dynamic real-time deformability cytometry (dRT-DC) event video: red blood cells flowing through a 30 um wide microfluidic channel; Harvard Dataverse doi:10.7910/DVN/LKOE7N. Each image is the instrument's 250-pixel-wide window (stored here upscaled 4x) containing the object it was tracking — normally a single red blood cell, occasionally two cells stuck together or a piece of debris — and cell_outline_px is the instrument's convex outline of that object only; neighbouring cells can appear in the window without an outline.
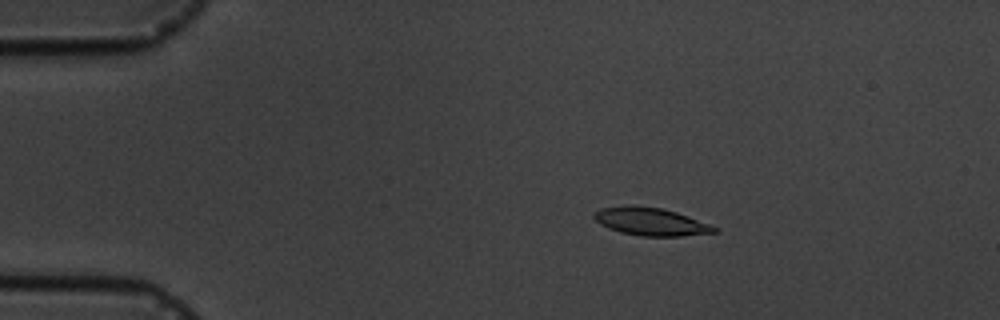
{"species": "common noctule bat (a hibernating species)", "species_latin": "Nyctalus noctula", "temperature_condition": "cold", "stored_images_in_passage": 5, "camera_frame_rate_fps": 3000, "um_per_image_px": 0.085, "animal": {"sex": "male", "body_mass_g": 19.5, "forearm_length_mm": 54.6}, "frame": {"image": 1, "passage_image": 2, "time_ms": 2.0, "image_size_px": [1000, 320], "cell_outline_px": [[720, 232], [680, 236], [640, 236], [620, 232], [608, 228], [600, 224], [592, 216], [600, 208], [628, 204], [660, 208], [676, 212], [688, 216], [720, 228]], "centroid_in_image_um": [55.32, 18.84], "position_along_channel_um": 29.7, "area_um2": 19.65}}
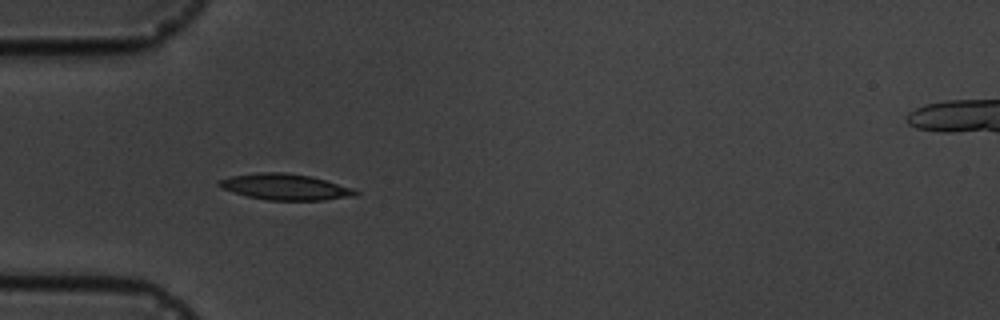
{"frame": {"image": 2, "passage_image": 4, "time_ms": 4.333, "image_size_px": [1000, 320], "cell_outline_px": [[360, 192], [356, 196], [324, 200], [268, 200], [248, 196], [220, 188], [216, 184], [216, 180], [232, 176], [260, 172], [284, 172], [312, 176], [352, 188]], "centroid_in_image_um": [24.23, 15.88], "position_along_channel_um": 60.8, "area_um2": 20.75}}
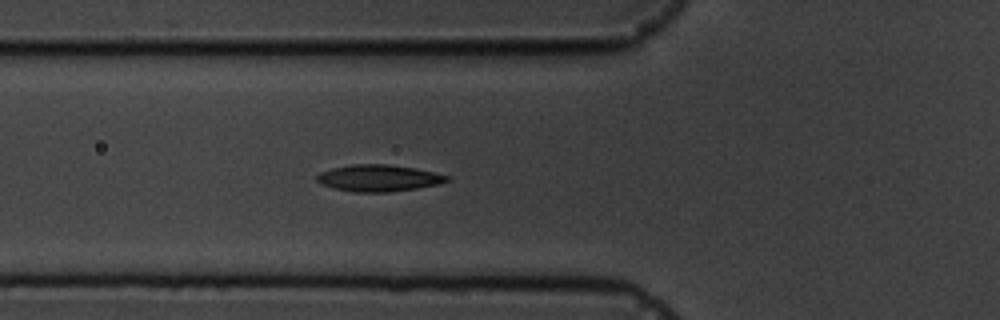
{"frame": {"image": 3, "passage_image": 5, "time_ms": 5.333, "image_size_px": [1000, 320], "cell_outline_px": [[452, 180], [440, 184], [392, 192], [352, 192], [320, 184], [316, 180], [316, 176], [320, 172], [332, 168], [352, 164], [388, 164], [416, 168], [452, 176]], "centroid_in_image_um": [32.23, 15.13], "position_along_channel_um": 93.6, "area_um2": 20.46}}